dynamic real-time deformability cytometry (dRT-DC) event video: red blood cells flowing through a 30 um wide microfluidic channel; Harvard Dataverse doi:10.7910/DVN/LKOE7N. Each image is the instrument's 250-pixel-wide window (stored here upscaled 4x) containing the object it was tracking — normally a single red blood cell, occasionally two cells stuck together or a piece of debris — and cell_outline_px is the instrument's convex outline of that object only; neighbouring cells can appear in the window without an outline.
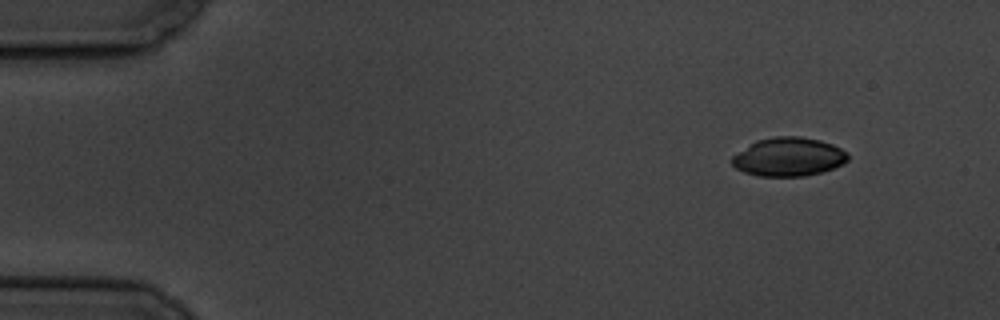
{"species": "common noctule bat (a hibernating species)", "species_latin": "Nyctalus noctula", "temperature_condition": "cold", "stored_images_in_passage": 6, "segment_of_instrument_passage": [2, 2], "camera_frame_rate_fps": 3000, "um_per_image_px": 0.085, "animal": {"sex": "male", "body_mass_g": 19.5, "forearm_length_mm": 54.6}, "frame": {"image": 1, "passage_image": 6, "time_ms": 6.0, "image_size_px": [1000, 320], "cell_outline_px": [[848, 160], [844, 164], [820, 172], [804, 176], [760, 176], [744, 172], [736, 168], [732, 164], [732, 156], [756, 140], [772, 136], [800, 136], [820, 140], [832, 144], [848, 152]], "centroid_in_image_um": [67.04, 13.32], "position_along_channel_um": 18.0, "area_um2": 26.13}}